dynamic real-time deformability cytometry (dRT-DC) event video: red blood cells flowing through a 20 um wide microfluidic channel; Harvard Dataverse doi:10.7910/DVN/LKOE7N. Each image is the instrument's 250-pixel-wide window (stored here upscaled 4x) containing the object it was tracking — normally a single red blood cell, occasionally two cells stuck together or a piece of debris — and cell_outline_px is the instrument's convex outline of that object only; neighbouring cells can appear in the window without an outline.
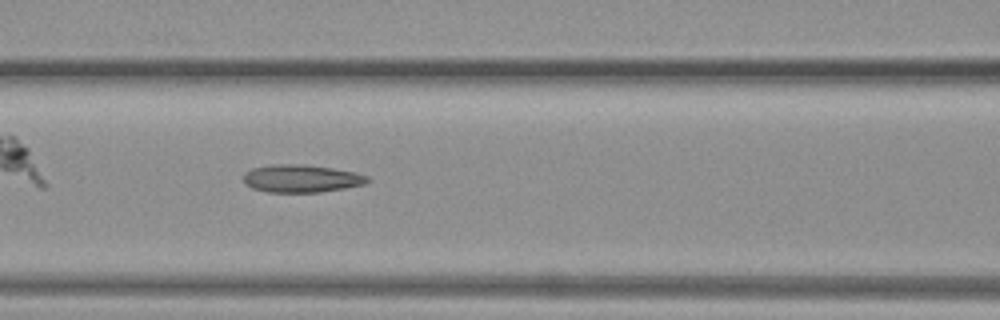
{"species": "common noctule bat (a hibernating species)", "species_latin": "Nyctalus noctula", "temperature_condition": "warm", "stored_images_in_passage": 28, "camera_frame_rate_fps": 3000, "um_per_image_px": 0.085, "animal": {"sex": "female", "body_mass_g": 19.3, "forearm_length_mm": 54.1}, "frame": {"image": 1, "passage_image": 8, "time_ms": 2.333, "image_size_px": [1000, 320], "cell_outline_px": [[368, 180], [364, 184], [344, 188], [320, 192], [268, 192], [252, 188], [244, 184], [244, 172], [252, 168], [272, 164], [304, 164], [332, 168], [356, 172], [368, 176]], "centroid_in_image_um": [25.58, 15.17], "position_along_channel_um": 141.0, "area_um2": 20.06}}
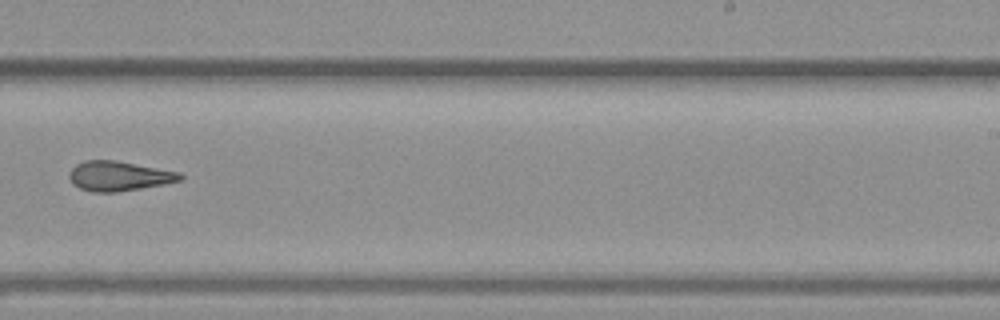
{"frame": {"image": 2, "passage_image": 16, "time_ms": 5.0, "image_size_px": [1000, 320], "cell_outline_px": [[184, 176], [180, 180], [164, 184], [116, 192], [92, 192], [80, 188], [72, 184], [68, 176], [68, 172], [76, 164], [84, 160], [112, 160], [180, 172]], "centroid_in_image_um": [10.05, 14.96], "position_along_channel_um": 278.9, "area_um2": 19.07}}